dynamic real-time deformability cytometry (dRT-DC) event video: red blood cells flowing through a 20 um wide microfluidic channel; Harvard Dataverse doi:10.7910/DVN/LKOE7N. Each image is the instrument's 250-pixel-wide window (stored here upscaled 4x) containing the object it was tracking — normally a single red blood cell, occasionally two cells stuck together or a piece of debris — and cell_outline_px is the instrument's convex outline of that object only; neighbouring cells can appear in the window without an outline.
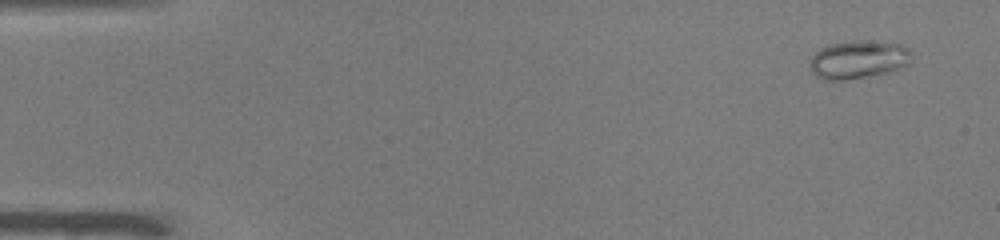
{"species": "common noctule bat (a hibernating species)", "species_latin": "Nyctalus noctula", "temperature_condition": "warm", "stored_images_in_passage": 51, "camera_frame_rate_fps": 3000, "um_per_image_px": 0.085, "animal": {"sex": "male", "body_mass_g": 19.0, "forearm_length_mm": 50.8}, "frame": {"image": 1, "passage_image": 3, "time_ms": 0.667, "image_size_px": [1000, 240], "cell_outline_px": [[912, 60], [908, 64], [900, 68], [888, 72], [844, 80], [824, 80], [816, 76], [812, 72], [808, 64], [812, 56], [820, 48], [828, 44], [852, 40], [864, 40], [900, 44], [908, 48], [912, 52]], "centroid_in_image_um": [72.94, 5.05], "position_along_channel_um": 12.1, "area_um2": 22.83}}
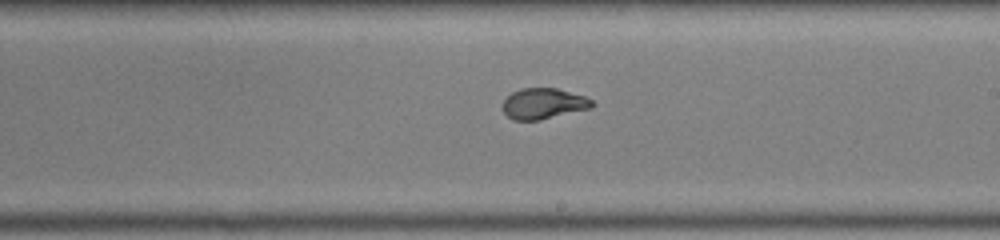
{"frame": {"image": 2, "passage_image": 30, "time_ms": 9.667, "image_size_px": [1000, 240], "cell_outline_px": [[596, 104], [592, 108], [540, 120], [512, 120], [504, 112], [504, 100], [512, 92], [520, 88], [556, 88], [584, 96], [592, 100]], "centroid_in_image_um": [46.22, 8.81], "position_along_channel_um": 242.8, "area_um2": 16.01}}
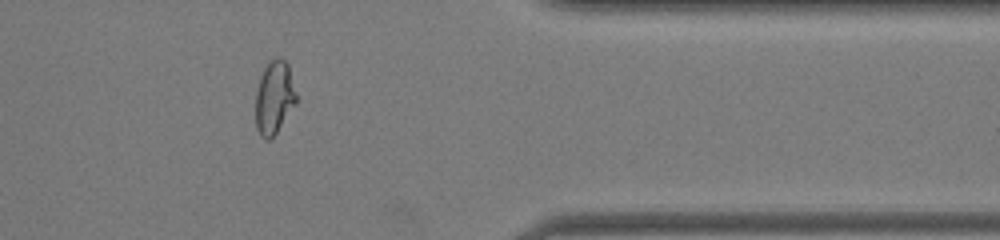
{"frame": {"image": 3, "passage_image": 42, "time_ms": 13.667, "image_size_px": [1000, 240], "cell_outline_px": [[296, 104], [276, 132], [268, 140], [264, 140], [260, 136], [256, 128], [256, 92], [260, 76], [268, 60], [276, 56], [280, 56], [288, 64], [296, 96]], "centroid_in_image_um": [23.29, 8.26], "position_along_channel_um": 388.1, "area_um2": 17.34}, "authors_computed_cell_mechanics": {"area_um2": 18.0336, "velocity_mm_per_s": 4.0056, "shape_relaxation_time_tau1_ms": 8.3561, "shape_relaxation_time_tau2_ms": null, "deformation_change_tau1": 0.2973, "deformation_change_tau2": null}}